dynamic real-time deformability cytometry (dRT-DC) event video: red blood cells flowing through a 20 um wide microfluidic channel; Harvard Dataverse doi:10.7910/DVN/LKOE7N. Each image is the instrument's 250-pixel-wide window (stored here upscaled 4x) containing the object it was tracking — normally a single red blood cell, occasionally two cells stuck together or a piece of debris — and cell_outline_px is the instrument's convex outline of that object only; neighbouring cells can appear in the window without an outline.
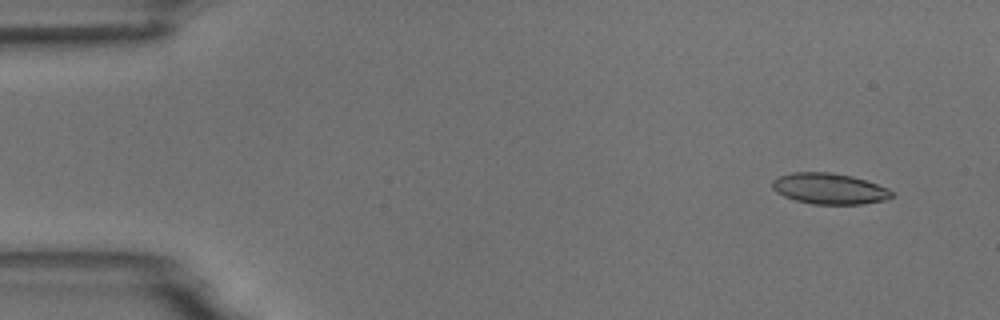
{"species": "common noctule bat (a hibernating species)", "species_latin": "Nyctalus noctula", "temperature_condition": "room temperature", "stored_images_in_passage": 5, "camera_frame_rate_fps": 3000, "um_per_image_px": 0.085, "animal": {"sex": "male", "body_mass_g": 18.8}, "frame": {"image": 1, "passage_image": 2, "time_ms": 1.0, "image_size_px": [1000, 320], "cell_outline_px": [[892, 196], [884, 200], [860, 204], [812, 204], [796, 200], [784, 196], [776, 192], [772, 188], [772, 180], [780, 176], [792, 172], [828, 172], [852, 176], [888, 188], [892, 192]], "centroid_in_image_um": [70.45, 16.03], "position_along_channel_um": 14.5, "area_um2": 21.33}}
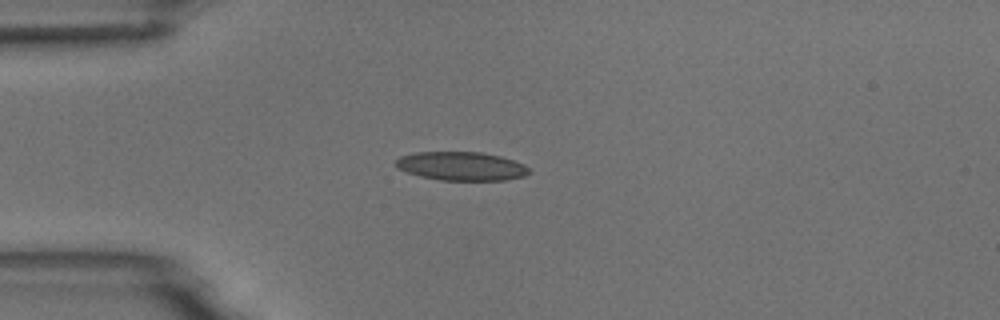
{"frame": {"image": 2, "passage_image": 5, "time_ms": 4.333, "image_size_px": [1000, 320], "cell_outline_px": [[528, 172], [524, 176], [504, 180], [440, 180], [420, 176], [396, 168], [396, 160], [400, 156], [416, 152], [480, 152], [500, 156], [524, 164], [528, 168]], "centroid_in_image_um": [39.18, 14.12], "position_along_channel_um": 45.8, "area_um2": 22.08}}